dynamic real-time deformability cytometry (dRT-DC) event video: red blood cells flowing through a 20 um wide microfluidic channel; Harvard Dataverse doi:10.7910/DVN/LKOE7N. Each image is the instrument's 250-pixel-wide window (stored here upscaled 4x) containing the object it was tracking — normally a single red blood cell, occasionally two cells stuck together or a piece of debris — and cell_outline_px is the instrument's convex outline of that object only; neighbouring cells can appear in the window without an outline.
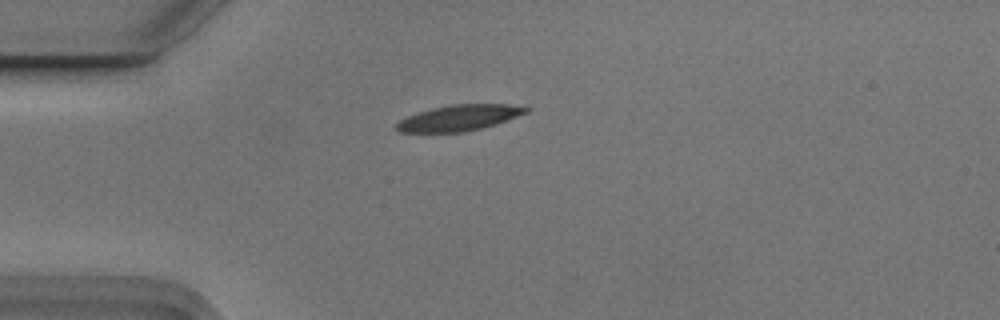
{"species": "Egyptian fruit bat (a non-hibernating species)", "species_latin": "Rousettus aegyptiacus", "temperature_condition": "cold", "stored_images_in_passage": 3, "camera_frame_rate_fps": 3000, "um_per_image_px": 0.085, "animal": {"sex": "male"}, "frame": {"image": 1, "passage_image": 1, "time_ms": 0.0, "image_size_px": [1000, 320], "cell_outline_px": [[532, 108], [528, 112], [496, 124], [464, 132], [400, 132], [396, 128], [396, 124], [400, 120], [408, 116], [432, 108], [452, 104], [508, 104]], "centroid_in_image_um": [39.06, 10.01], "position_along_channel_um": 45.9, "area_um2": 19.31}}
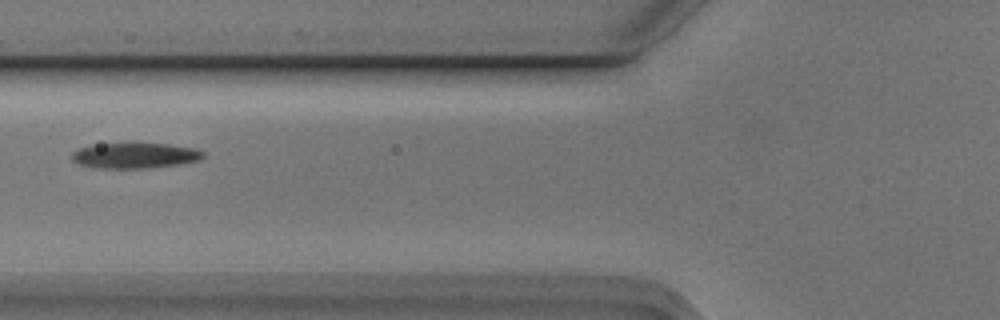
{"frame": {"image": 2, "passage_image": 3, "time_ms": 0.667, "image_size_px": [1000, 320], "cell_outline_px": [[204, 156], [200, 160], [180, 164], [148, 168], [92, 168], [80, 164], [72, 160], [72, 152], [80, 148], [100, 144], [132, 140], [168, 144], [192, 148], [204, 152]], "centroid_in_image_um": [11.46, 13.18], "position_along_channel_um": 114.3, "area_um2": 20.23}}